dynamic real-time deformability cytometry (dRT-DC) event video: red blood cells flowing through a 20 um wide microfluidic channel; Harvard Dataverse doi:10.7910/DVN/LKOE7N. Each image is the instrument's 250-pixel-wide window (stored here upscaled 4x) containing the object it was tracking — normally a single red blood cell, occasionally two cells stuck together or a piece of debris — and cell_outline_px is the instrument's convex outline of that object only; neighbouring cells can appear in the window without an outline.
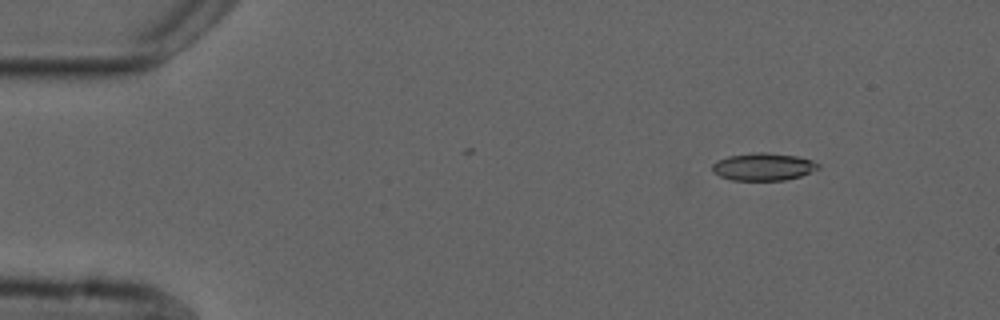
{"species": "common noctule bat (a hibernating species)", "species_latin": "Nyctalus noctula", "temperature_condition": "cold", "stored_images_in_passage": 5, "camera_frame_rate_fps": 3000, "um_per_image_px": 0.085, "animal": {"sex": "male", "forearm_length_mm": 52.5}, "frame": {"image": 1, "passage_image": 2, "time_ms": 1.0, "image_size_px": [1000, 320], "cell_outline_px": [[820, 168], [800, 176], [784, 180], [732, 180], [720, 176], [712, 172], [712, 164], [716, 160], [728, 156], [756, 152], [768, 152], [796, 156], [812, 160], [820, 164]], "centroid_in_image_um": [64.87, 14.17], "position_along_channel_um": 20.1, "area_um2": 17.05}}